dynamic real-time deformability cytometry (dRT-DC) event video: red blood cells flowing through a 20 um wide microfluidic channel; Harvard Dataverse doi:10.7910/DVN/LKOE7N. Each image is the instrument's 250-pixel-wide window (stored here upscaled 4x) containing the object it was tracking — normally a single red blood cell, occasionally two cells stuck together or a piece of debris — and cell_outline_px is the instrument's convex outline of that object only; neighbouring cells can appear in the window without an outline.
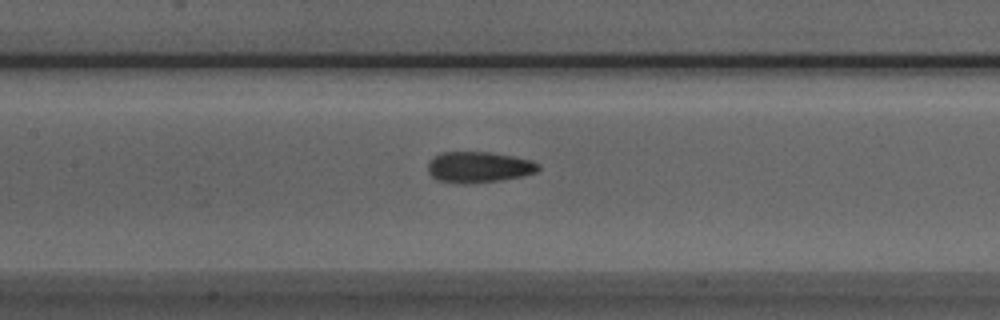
{"species": "Egyptian fruit bat (a non-hibernating species)", "species_latin": "Rousettus aegyptiacus", "temperature_condition": "room temperature", "stored_images_in_passage": 31, "camera_frame_rate_fps": 3000, "um_per_image_px": 0.085, "animal": {"sex": "male"}, "frame": {"image": 1, "passage_image": 12, "time_ms": 3.667, "image_size_px": [1000, 320], "cell_outline_px": [[540, 168], [536, 172], [520, 176], [500, 180], [464, 184], [436, 180], [428, 172], [428, 160], [444, 152], [492, 152], [532, 160], [540, 164]], "centroid_in_image_um": [40.69, 14.2], "position_along_channel_um": 166.7, "area_um2": 19.88}}
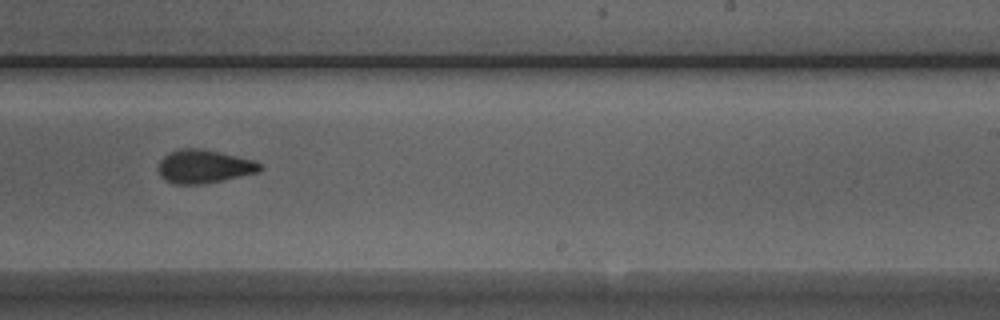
{"frame": {"image": 2, "passage_image": 20, "time_ms": 6.333, "image_size_px": [1000, 320], "cell_outline_px": [[264, 168], [256, 172], [204, 184], [172, 184], [164, 180], [160, 176], [160, 160], [168, 152], [180, 148], [200, 148], [220, 152], [252, 160], [260, 164]], "centroid_in_image_um": [17.29, 14.14], "position_along_channel_um": 271.7, "area_um2": 19.59}}
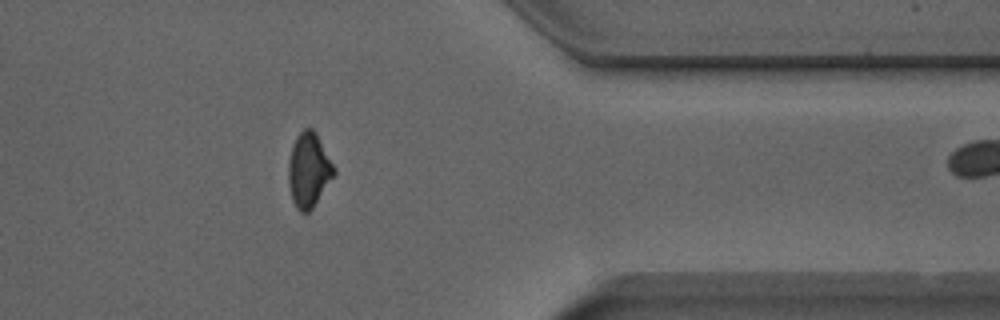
{"frame": {"image": 3, "passage_image": 30, "time_ms": 9.667, "image_size_px": [1000, 320], "cell_outline_px": [[336, 172], [312, 208], [308, 212], [300, 212], [296, 208], [292, 200], [288, 184], [288, 164], [292, 144], [296, 136], [304, 128], [312, 128], [316, 132], [336, 168]], "centroid_in_image_um": [26.23, 14.43], "position_along_channel_um": 385.2, "area_um2": 19.83}}